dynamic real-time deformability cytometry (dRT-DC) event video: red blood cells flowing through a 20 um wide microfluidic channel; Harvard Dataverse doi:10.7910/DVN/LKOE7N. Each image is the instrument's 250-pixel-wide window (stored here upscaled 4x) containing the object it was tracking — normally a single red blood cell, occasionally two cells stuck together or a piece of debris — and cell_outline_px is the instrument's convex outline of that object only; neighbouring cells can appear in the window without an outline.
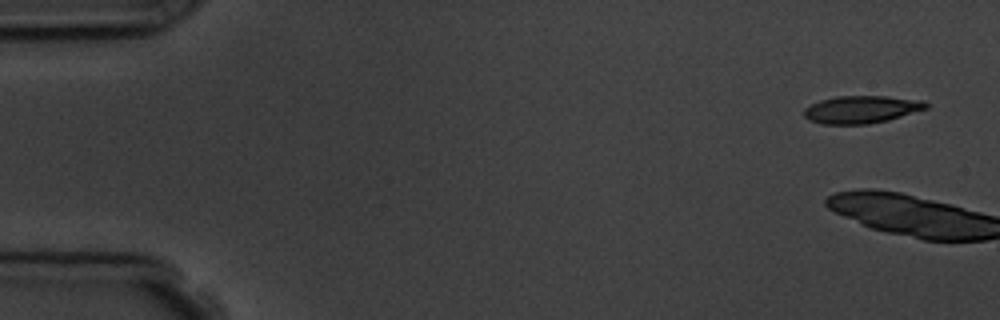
{"species": "common noctule bat (a hibernating species)", "species_latin": "Nyctalus noctula", "temperature_condition": "room temperature", "stored_images_in_passage": 6, "camera_frame_rate_fps": 3000, "um_per_image_px": 0.085, "animal": {"sex": "male", "body_mass_g": 19.5, "forearm_length_mm": 54.6}, "frame": {"image": 1, "passage_image": 1, "time_ms": 0.0, "image_size_px": [1000, 320], "cell_outline_px": [[928, 108], [888, 120], [868, 124], [820, 124], [808, 120], [804, 116], [804, 108], [820, 100], [836, 96], [888, 96], [924, 100], [928, 104]], "centroid_in_image_um": [73.22, 9.3], "position_along_channel_um": 11.8, "area_um2": 19.71}}